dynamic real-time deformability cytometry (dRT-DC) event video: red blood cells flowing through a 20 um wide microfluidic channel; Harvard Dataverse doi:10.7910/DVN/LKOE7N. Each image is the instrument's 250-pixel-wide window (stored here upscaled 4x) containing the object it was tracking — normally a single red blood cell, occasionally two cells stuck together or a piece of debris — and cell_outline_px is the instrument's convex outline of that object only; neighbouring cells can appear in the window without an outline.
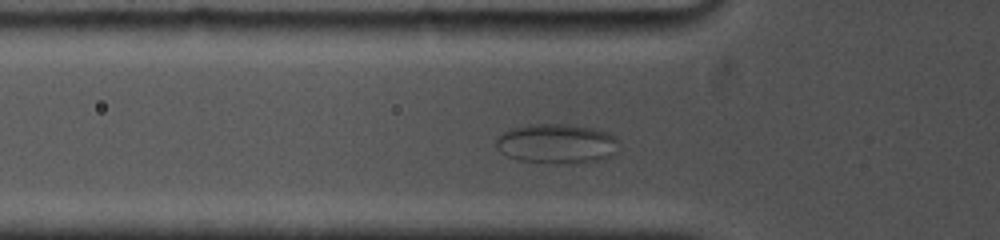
{"species": "common noctule bat (a hibernating species)", "species_latin": "Nyctalus noctula", "temperature_condition": "cold", "stored_images_in_passage": 58, "camera_frame_rate_fps": 5000, "um_per_image_px": 0.085, "animal": {"sex": "female", "body_mass_g": 19.0, "forearm_length_mm": 53.3}, "frame": {"image": 1, "passage_image": 9, "time_ms": 3.2, "image_size_px": [1000, 240], "cell_outline_px": [[620, 140], [616, 152], [612, 156], [600, 160], [516, 160], [500, 152], [496, 148], [496, 136], [512, 128], [528, 124], [572, 124], [592, 128], [608, 132], [616, 136]], "centroid_in_image_um": [47.33, 12.14], "position_along_channel_um": 78.5, "area_um2": 27.63}}
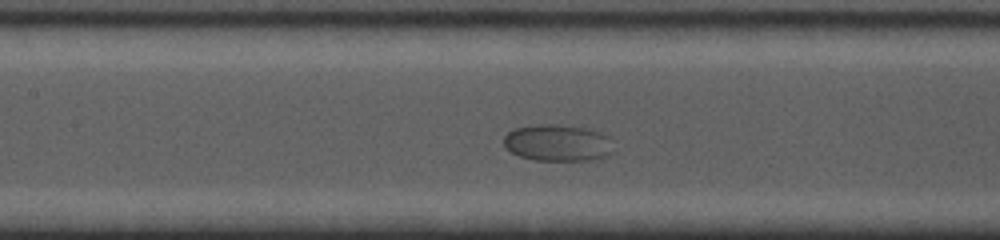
{"frame": {"image": 2, "passage_image": 22, "time_ms": 5.6, "image_size_px": [1000, 240], "cell_outline_px": [[616, 152], [592, 160], [532, 160], [520, 156], [504, 148], [504, 136], [512, 128], [532, 124], [560, 124], [592, 128], [608, 136]], "centroid_in_image_um": [47.41, 12.12], "position_along_channel_um": 160.0, "area_um2": 24.04}}
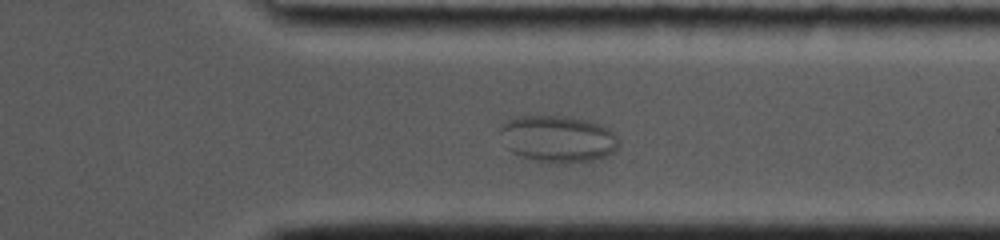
{"frame": {"image": 3, "passage_image": 46, "time_ms": 11.6, "image_size_px": [1000, 240], "cell_outline_px": [[620, 144], [616, 152], [608, 156], [592, 160], [556, 164], [536, 160], [520, 156], [512, 152], [508, 148], [500, 132], [500, 128], [508, 120], [516, 116], [564, 116], [588, 120], [600, 124], [608, 128], [616, 136]], "centroid_in_image_um": [47.47, 11.81], "position_along_channel_um": 363.9, "area_um2": 32.37}}